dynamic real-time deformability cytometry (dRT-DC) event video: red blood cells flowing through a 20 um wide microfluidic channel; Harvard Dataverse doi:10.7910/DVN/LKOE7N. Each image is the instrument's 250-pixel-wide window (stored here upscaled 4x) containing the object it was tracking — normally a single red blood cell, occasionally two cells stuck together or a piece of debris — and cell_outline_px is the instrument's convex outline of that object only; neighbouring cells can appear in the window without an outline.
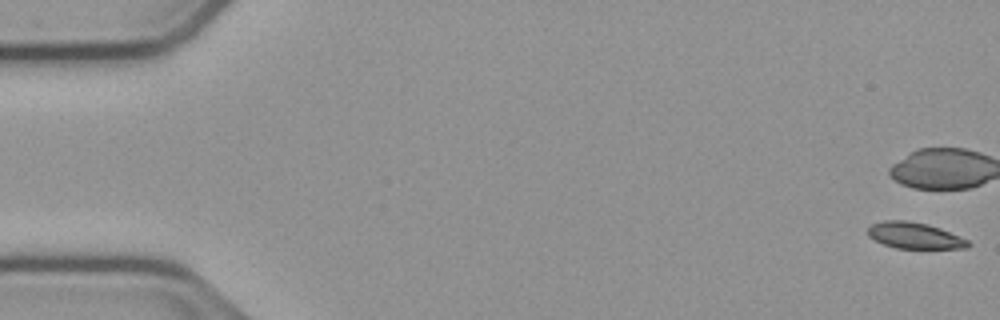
{"species": "common noctule bat (a hibernating species)", "species_latin": "Nyctalus noctula", "temperature_condition": "cold", "stored_images_in_passage": 49, "camera_frame_rate_fps": 3000, "um_per_image_px": 0.085, "animal": {"sex": "male", "body_mass_g": 23.1, "forearm_length_mm": 52.7}, "frame": {"image": 1, "passage_image": 1, "time_ms": 0.0, "image_size_px": [1000, 320], "cell_outline_px": [[972, 244], [968, 248], [896, 248], [884, 244], [868, 236], [868, 228], [872, 224], [884, 220], [908, 220], [928, 224], [940, 228], [968, 240]], "centroid_in_image_um": [77.75, 20.01], "position_along_channel_um": 7.3, "area_um2": 15.26}}